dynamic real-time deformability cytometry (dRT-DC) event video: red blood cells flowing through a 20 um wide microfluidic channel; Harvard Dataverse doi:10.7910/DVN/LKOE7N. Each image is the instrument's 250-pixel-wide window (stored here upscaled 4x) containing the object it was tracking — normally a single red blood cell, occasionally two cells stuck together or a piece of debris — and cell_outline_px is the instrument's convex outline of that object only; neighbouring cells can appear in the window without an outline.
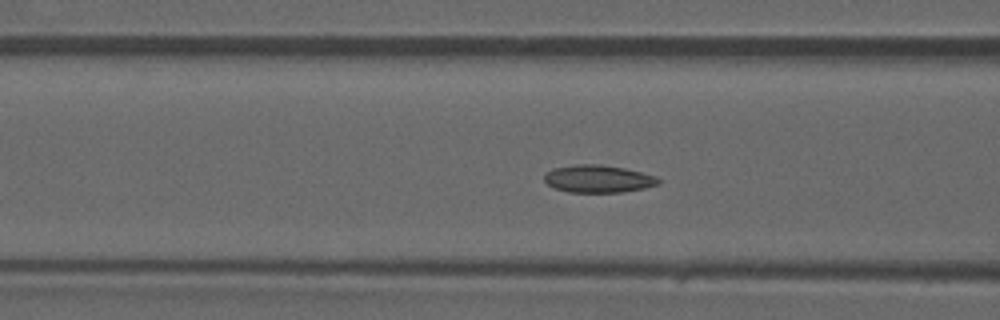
{"species": "common noctule bat (a hibernating species)", "species_latin": "Nyctalus noctula", "temperature_condition": "warm", "stored_images_in_passage": 37, "camera_frame_rate_fps": 3000, "um_per_image_px": 0.085, "animal": {"sex": "male", "forearm_length_mm": 52.5}, "frame": {"image": 1, "passage_image": 13, "time_ms": 4.0, "image_size_px": [1000, 320], "cell_outline_px": [[660, 184], [644, 188], [620, 192], [568, 192], [556, 188], [548, 184], [544, 180], [544, 176], [552, 168], [576, 164], [600, 164], [624, 168], [656, 176], [660, 180]], "centroid_in_image_um": [50.85, 15.19], "position_along_channel_um": 115.8, "area_um2": 18.21}}
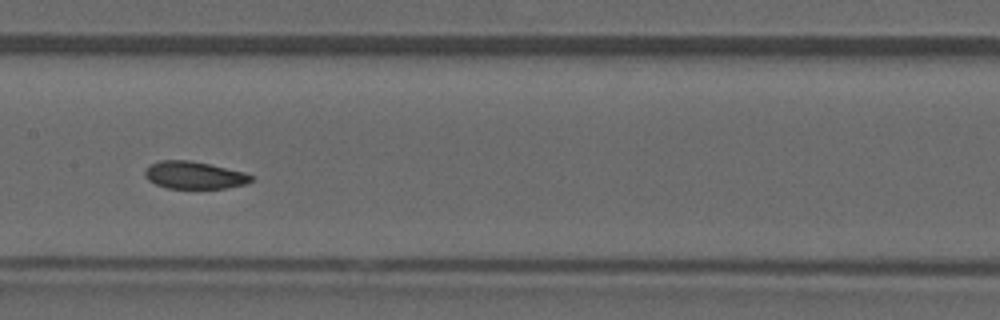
{"frame": {"image": 2, "passage_image": 18, "time_ms": 5.667, "image_size_px": [1000, 320], "cell_outline_px": [[252, 180], [248, 184], [224, 188], [168, 188], [156, 184], [148, 180], [144, 176], [144, 172], [152, 164], [160, 160], [192, 160], [244, 172], [252, 176]], "centroid_in_image_um": [16.51, 14.89], "position_along_channel_um": 190.9, "area_um2": 16.88}}
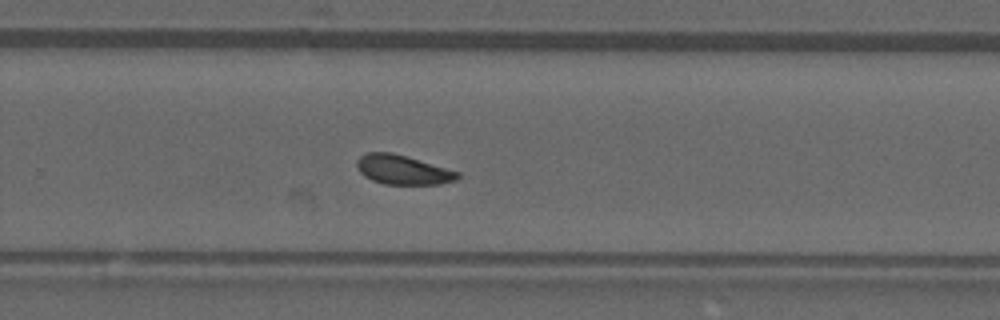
{"frame": {"image": 3, "passage_image": 25, "time_ms": 8.0, "image_size_px": [1000, 320], "cell_outline_px": [[460, 176], [456, 180], [440, 184], [384, 184], [372, 180], [364, 176], [360, 172], [356, 164], [356, 160], [360, 156], [368, 152], [392, 152], [408, 156], [460, 172]], "centroid_in_image_um": [34.24, 14.42], "position_along_channel_um": 295.6, "area_um2": 17.34}}